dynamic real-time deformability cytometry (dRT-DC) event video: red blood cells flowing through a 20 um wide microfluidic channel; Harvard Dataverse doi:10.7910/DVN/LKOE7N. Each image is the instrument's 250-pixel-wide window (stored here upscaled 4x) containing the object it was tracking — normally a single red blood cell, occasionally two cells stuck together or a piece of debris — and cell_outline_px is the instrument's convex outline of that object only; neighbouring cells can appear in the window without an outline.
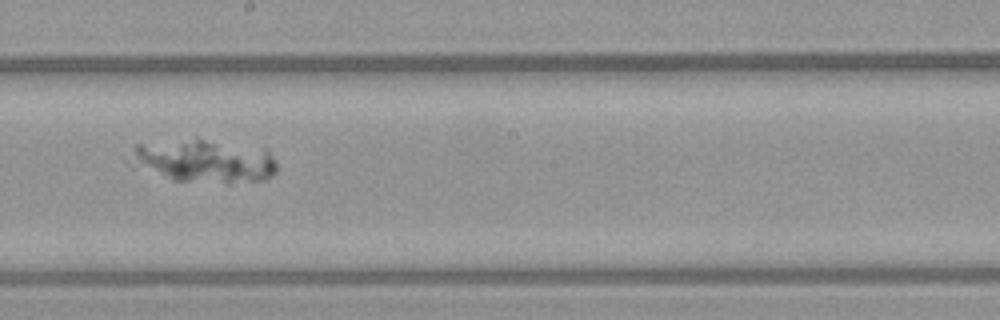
{"species": "common noctule bat (a hibernating species)", "species_latin": "Nyctalus noctula", "temperature_condition": "warm", "stored_images_in_passage": 30, "camera_frame_rate_fps": 3000, "um_per_image_px": 0.085, "animal": {"sex": "female", "body_mass_g": 21.9}, "frame": {"image": 1, "passage_image": 14, "time_ms": 4.333, "image_size_px": [1000, 320], "cell_outline_px": [[276, 172], [272, 176], [264, 180], [228, 184], [172, 180], [132, 156], [136, 144], [196, 136], [264, 148], [272, 156], [276, 164]], "centroid_in_image_um": [17.57, 13.64], "position_along_channel_um": 230.6, "area_um2": 36.65}}
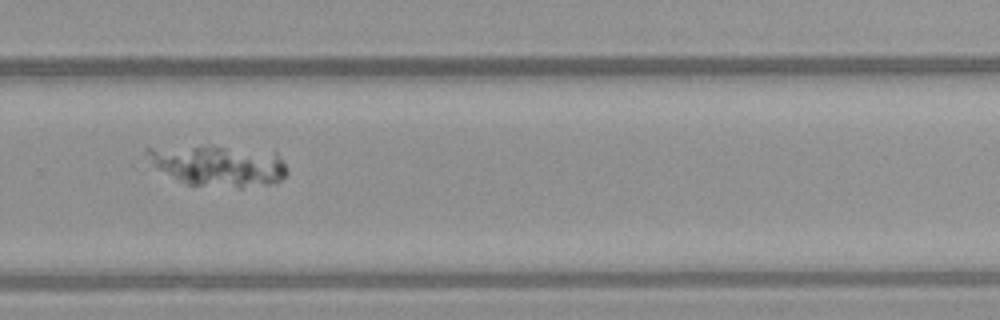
{"frame": {"image": 2, "passage_image": 20, "time_ms": 6.333, "image_size_px": [1000, 320], "cell_outline_px": [[288, 176], [280, 180], [268, 184], [240, 188], [184, 184], [156, 168], [148, 152], [148, 148], [212, 144], [276, 152], [280, 156], [288, 168]], "centroid_in_image_um": [18.66, 14.06], "position_along_channel_um": 311.1, "area_um2": 34.04}}
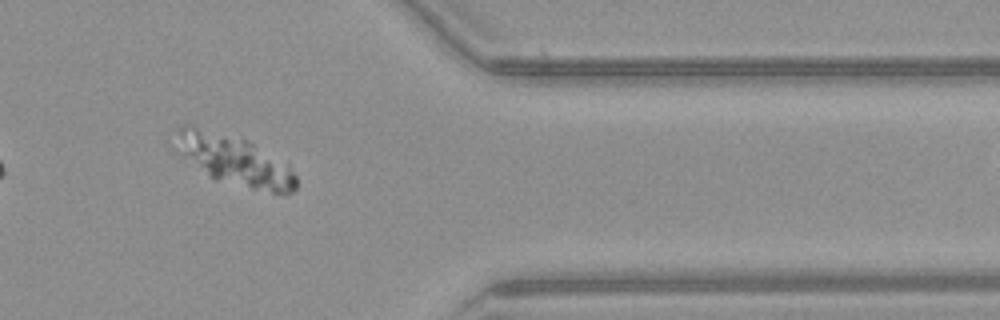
{"frame": {"image": 3, "passage_image": 27, "time_ms": 8.667, "image_size_px": [1000, 320], "cell_outline_px": [[296, 188], [292, 192], [272, 192], [252, 188], [212, 176], [188, 152], [176, 132], [176, 128], [180, 124], [192, 124], [248, 140], [288, 164], [296, 176]], "centroid_in_image_um": [20.13, 13.57], "position_along_channel_um": 391.3, "area_um2": 32.48}}